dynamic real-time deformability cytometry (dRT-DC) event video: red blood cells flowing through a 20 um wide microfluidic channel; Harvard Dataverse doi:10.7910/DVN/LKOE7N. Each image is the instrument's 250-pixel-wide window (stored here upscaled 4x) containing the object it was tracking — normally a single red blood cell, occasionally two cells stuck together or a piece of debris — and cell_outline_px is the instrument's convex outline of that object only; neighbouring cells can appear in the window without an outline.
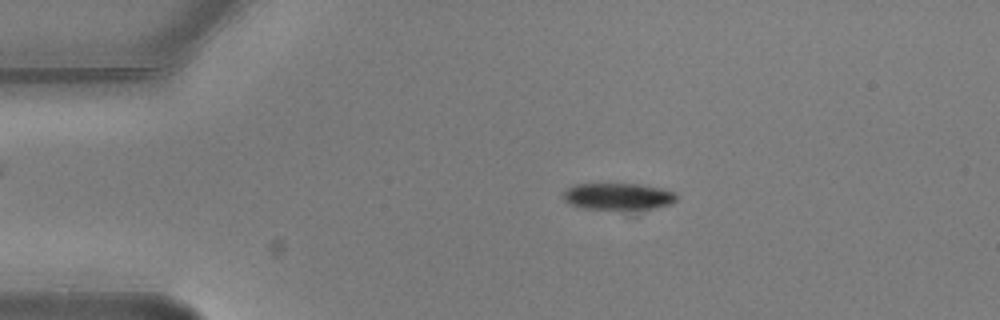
{"species": "common noctule bat (a hibernating species)", "species_latin": "Nyctalus noctula", "temperature_condition": "warm", "stored_images_in_passage": 4, "camera_frame_rate_fps": 3000, "um_per_image_px": 0.085, "animal": {"sex": "male", "body_mass_g": 20.5, "forearm_length_mm": 52.5}, "frame": {"image": 1, "passage_image": 2, "time_ms": 0.333, "image_size_px": [1000, 320], "cell_outline_px": [[676, 200], [672, 204], [656, 208], [580, 208], [568, 204], [560, 196], [568, 188], [576, 184], [640, 184], [664, 188], [676, 192]], "centroid_in_image_um": [52.54, 16.68], "position_along_channel_um": 32.5, "area_um2": 17.63}}
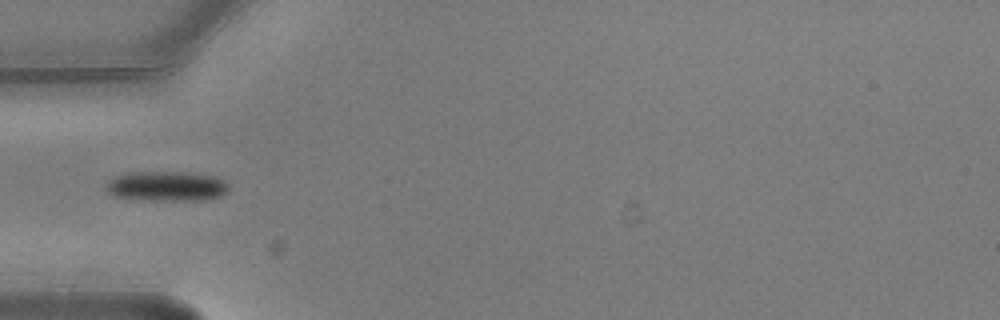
{"frame": {"image": 2, "passage_image": 4, "time_ms": 1.0, "image_size_px": [1000, 320], "cell_outline_px": [[228, 188], [220, 196], [200, 200], [156, 200], [116, 196], [108, 192], [108, 180], [116, 176], [132, 172], [188, 172], [212, 176], [228, 184]], "centroid_in_image_um": [14.16, 15.81], "position_along_channel_um": 70.8, "area_um2": 20.75}}